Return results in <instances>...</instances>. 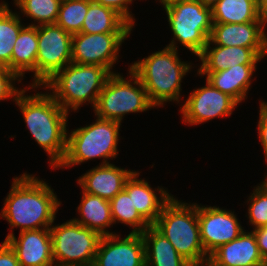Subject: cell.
<instances>
[{
	"mask_svg": "<svg viewBox=\"0 0 267 266\" xmlns=\"http://www.w3.org/2000/svg\"><path fill=\"white\" fill-rule=\"evenodd\" d=\"M60 205L61 201L47 182L23 173L13 178L0 216L9 223L11 231L15 227H19L20 232L50 228Z\"/></svg>",
	"mask_w": 267,
	"mask_h": 266,
	"instance_id": "cell-1",
	"label": "cell"
},
{
	"mask_svg": "<svg viewBox=\"0 0 267 266\" xmlns=\"http://www.w3.org/2000/svg\"><path fill=\"white\" fill-rule=\"evenodd\" d=\"M29 86L18 93L15 104L24 122L39 146L48 154L50 167L57 169L63 161L67 148L68 114L49 92L25 95Z\"/></svg>",
	"mask_w": 267,
	"mask_h": 266,
	"instance_id": "cell-2",
	"label": "cell"
},
{
	"mask_svg": "<svg viewBox=\"0 0 267 266\" xmlns=\"http://www.w3.org/2000/svg\"><path fill=\"white\" fill-rule=\"evenodd\" d=\"M192 67L191 63L181 61L178 49L166 46L142 60L135 61L129 69L144 86L151 103L160 107L164 102L179 103L182 79Z\"/></svg>",
	"mask_w": 267,
	"mask_h": 266,
	"instance_id": "cell-3",
	"label": "cell"
},
{
	"mask_svg": "<svg viewBox=\"0 0 267 266\" xmlns=\"http://www.w3.org/2000/svg\"><path fill=\"white\" fill-rule=\"evenodd\" d=\"M153 226L192 266L207 265L209 256L200 239L198 204L181 202L172 196Z\"/></svg>",
	"mask_w": 267,
	"mask_h": 266,
	"instance_id": "cell-4",
	"label": "cell"
},
{
	"mask_svg": "<svg viewBox=\"0 0 267 266\" xmlns=\"http://www.w3.org/2000/svg\"><path fill=\"white\" fill-rule=\"evenodd\" d=\"M111 73L104 67L71 62L57 72L43 87L51 89L54 100L68 113L86 102L95 108L99 94Z\"/></svg>",
	"mask_w": 267,
	"mask_h": 266,
	"instance_id": "cell-5",
	"label": "cell"
},
{
	"mask_svg": "<svg viewBox=\"0 0 267 266\" xmlns=\"http://www.w3.org/2000/svg\"><path fill=\"white\" fill-rule=\"evenodd\" d=\"M95 123L73 129L67 134V148L63 161L57 167H72L95 158H103L99 165L118 155L117 144L121 122L96 117Z\"/></svg>",
	"mask_w": 267,
	"mask_h": 266,
	"instance_id": "cell-6",
	"label": "cell"
},
{
	"mask_svg": "<svg viewBox=\"0 0 267 266\" xmlns=\"http://www.w3.org/2000/svg\"><path fill=\"white\" fill-rule=\"evenodd\" d=\"M165 11L173 33L172 41L166 46L177 49L176 43L179 42L198 57L212 32V8L197 0H188L173 4Z\"/></svg>",
	"mask_w": 267,
	"mask_h": 266,
	"instance_id": "cell-7",
	"label": "cell"
},
{
	"mask_svg": "<svg viewBox=\"0 0 267 266\" xmlns=\"http://www.w3.org/2000/svg\"><path fill=\"white\" fill-rule=\"evenodd\" d=\"M128 71L129 81L120 73L109 76L93 109L96 117L122 122L123 116L128 113L144 112L155 107L138 77L130 69Z\"/></svg>",
	"mask_w": 267,
	"mask_h": 266,
	"instance_id": "cell-8",
	"label": "cell"
},
{
	"mask_svg": "<svg viewBox=\"0 0 267 266\" xmlns=\"http://www.w3.org/2000/svg\"><path fill=\"white\" fill-rule=\"evenodd\" d=\"M55 266L93 265L102 236L73 219L50 226Z\"/></svg>",
	"mask_w": 267,
	"mask_h": 266,
	"instance_id": "cell-9",
	"label": "cell"
},
{
	"mask_svg": "<svg viewBox=\"0 0 267 266\" xmlns=\"http://www.w3.org/2000/svg\"><path fill=\"white\" fill-rule=\"evenodd\" d=\"M72 37L57 24L38 26L36 86L40 88L72 62Z\"/></svg>",
	"mask_w": 267,
	"mask_h": 266,
	"instance_id": "cell-10",
	"label": "cell"
},
{
	"mask_svg": "<svg viewBox=\"0 0 267 266\" xmlns=\"http://www.w3.org/2000/svg\"><path fill=\"white\" fill-rule=\"evenodd\" d=\"M130 33H77L72 37V62L99 65L111 74L117 62L122 42Z\"/></svg>",
	"mask_w": 267,
	"mask_h": 266,
	"instance_id": "cell-11",
	"label": "cell"
},
{
	"mask_svg": "<svg viewBox=\"0 0 267 266\" xmlns=\"http://www.w3.org/2000/svg\"><path fill=\"white\" fill-rule=\"evenodd\" d=\"M238 103L229 95L214 88L207 80L205 86L195 89L181 105L182 121L197 125L217 117H227Z\"/></svg>",
	"mask_w": 267,
	"mask_h": 266,
	"instance_id": "cell-12",
	"label": "cell"
},
{
	"mask_svg": "<svg viewBox=\"0 0 267 266\" xmlns=\"http://www.w3.org/2000/svg\"><path fill=\"white\" fill-rule=\"evenodd\" d=\"M198 222L201 243L208 256L219 246L238 238L244 231L234 211L217 206L198 204Z\"/></svg>",
	"mask_w": 267,
	"mask_h": 266,
	"instance_id": "cell-13",
	"label": "cell"
},
{
	"mask_svg": "<svg viewBox=\"0 0 267 266\" xmlns=\"http://www.w3.org/2000/svg\"><path fill=\"white\" fill-rule=\"evenodd\" d=\"M93 266H146L142 234L102 236Z\"/></svg>",
	"mask_w": 267,
	"mask_h": 266,
	"instance_id": "cell-14",
	"label": "cell"
},
{
	"mask_svg": "<svg viewBox=\"0 0 267 266\" xmlns=\"http://www.w3.org/2000/svg\"><path fill=\"white\" fill-rule=\"evenodd\" d=\"M5 241L14 250L20 266H55L49 228L22 231L18 239L12 231Z\"/></svg>",
	"mask_w": 267,
	"mask_h": 266,
	"instance_id": "cell-15",
	"label": "cell"
},
{
	"mask_svg": "<svg viewBox=\"0 0 267 266\" xmlns=\"http://www.w3.org/2000/svg\"><path fill=\"white\" fill-rule=\"evenodd\" d=\"M267 48H245L239 46H210L208 41L198 56L201 65L197 72H218L238 64H257L264 59Z\"/></svg>",
	"mask_w": 267,
	"mask_h": 266,
	"instance_id": "cell-16",
	"label": "cell"
},
{
	"mask_svg": "<svg viewBox=\"0 0 267 266\" xmlns=\"http://www.w3.org/2000/svg\"><path fill=\"white\" fill-rule=\"evenodd\" d=\"M267 22L213 23L210 45L267 48Z\"/></svg>",
	"mask_w": 267,
	"mask_h": 266,
	"instance_id": "cell-17",
	"label": "cell"
},
{
	"mask_svg": "<svg viewBox=\"0 0 267 266\" xmlns=\"http://www.w3.org/2000/svg\"><path fill=\"white\" fill-rule=\"evenodd\" d=\"M245 231L213 251L206 266H267L259 253L254 233Z\"/></svg>",
	"mask_w": 267,
	"mask_h": 266,
	"instance_id": "cell-18",
	"label": "cell"
},
{
	"mask_svg": "<svg viewBox=\"0 0 267 266\" xmlns=\"http://www.w3.org/2000/svg\"><path fill=\"white\" fill-rule=\"evenodd\" d=\"M135 170L119 168L114 164L98 165L77 179L85 193L111 200L124 189L127 179Z\"/></svg>",
	"mask_w": 267,
	"mask_h": 266,
	"instance_id": "cell-19",
	"label": "cell"
},
{
	"mask_svg": "<svg viewBox=\"0 0 267 266\" xmlns=\"http://www.w3.org/2000/svg\"><path fill=\"white\" fill-rule=\"evenodd\" d=\"M140 173L134 171L127 179L124 190L128 194H132V202L140 215L150 224L153 225L162 212L165 204L173 195L163 187L151 188L148 181L138 179ZM160 195H157L156 192Z\"/></svg>",
	"mask_w": 267,
	"mask_h": 266,
	"instance_id": "cell-20",
	"label": "cell"
},
{
	"mask_svg": "<svg viewBox=\"0 0 267 266\" xmlns=\"http://www.w3.org/2000/svg\"><path fill=\"white\" fill-rule=\"evenodd\" d=\"M257 64H238L218 72H197L216 89L232 97L238 104L247 97Z\"/></svg>",
	"mask_w": 267,
	"mask_h": 266,
	"instance_id": "cell-21",
	"label": "cell"
},
{
	"mask_svg": "<svg viewBox=\"0 0 267 266\" xmlns=\"http://www.w3.org/2000/svg\"><path fill=\"white\" fill-rule=\"evenodd\" d=\"M38 55V26H24L14 43L11 71L21 80L28 71L34 73L30 86H36V61Z\"/></svg>",
	"mask_w": 267,
	"mask_h": 266,
	"instance_id": "cell-22",
	"label": "cell"
},
{
	"mask_svg": "<svg viewBox=\"0 0 267 266\" xmlns=\"http://www.w3.org/2000/svg\"><path fill=\"white\" fill-rule=\"evenodd\" d=\"M141 234L145 246L146 266H192L153 225Z\"/></svg>",
	"mask_w": 267,
	"mask_h": 266,
	"instance_id": "cell-23",
	"label": "cell"
},
{
	"mask_svg": "<svg viewBox=\"0 0 267 266\" xmlns=\"http://www.w3.org/2000/svg\"><path fill=\"white\" fill-rule=\"evenodd\" d=\"M81 199V203L77 207L81 218H74L73 220L99 233L101 236L113 234L114 232L108 231V228L114 224L111 216L110 201L83 191Z\"/></svg>",
	"mask_w": 267,
	"mask_h": 266,
	"instance_id": "cell-24",
	"label": "cell"
},
{
	"mask_svg": "<svg viewBox=\"0 0 267 266\" xmlns=\"http://www.w3.org/2000/svg\"><path fill=\"white\" fill-rule=\"evenodd\" d=\"M132 28L133 26L115 10L92 1L89 4L81 33H131Z\"/></svg>",
	"mask_w": 267,
	"mask_h": 266,
	"instance_id": "cell-25",
	"label": "cell"
},
{
	"mask_svg": "<svg viewBox=\"0 0 267 266\" xmlns=\"http://www.w3.org/2000/svg\"><path fill=\"white\" fill-rule=\"evenodd\" d=\"M213 23L243 24L267 22L257 9L255 0H219L212 7Z\"/></svg>",
	"mask_w": 267,
	"mask_h": 266,
	"instance_id": "cell-26",
	"label": "cell"
},
{
	"mask_svg": "<svg viewBox=\"0 0 267 266\" xmlns=\"http://www.w3.org/2000/svg\"><path fill=\"white\" fill-rule=\"evenodd\" d=\"M20 13H14L6 2L0 3V67L11 70V55L21 29Z\"/></svg>",
	"mask_w": 267,
	"mask_h": 266,
	"instance_id": "cell-27",
	"label": "cell"
},
{
	"mask_svg": "<svg viewBox=\"0 0 267 266\" xmlns=\"http://www.w3.org/2000/svg\"><path fill=\"white\" fill-rule=\"evenodd\" d=\"M111 216L116 222L132 227L131 233L141 234L150 224L140 215L132 202V194L124 189L110 200Z\"/></svg>",
	"mask_w": 267,
	"mask_h": 266,
	"instance_id": "cell-28",
	"label": "cell"
},
{
	"mask_svg": "<svg viewBox=\"0 0 267 266\" xmlns=\"http://www.w3.org/2000/svg\"><path fill=\"white\" fill-rule=\"evenodd\" d=\"M61 0H14V4L20 9L25 17L34 22L29 26L55 24Z\"/></svg>",
	"mask_w": 267,
	"mask_h": 266,
	"instance_id": "cell-29",
	"label": "cell"
},
{
	"mask_svg": "<svg viewBox=\"0 0 267 266\" xmlns=\"http://www.w3.org/2000/svg\"><path fill=\"white\" fill-rule=\"evenodd\" d=\"M92 0H61L56 23L71 35L81 32Z\"/></svg>",
	"mask_w": 267,
	"mask_h": 266,
	"instance_id": "cell-30",
	"label": "cell"
},
{
	"mask_svg": "<svg viewBox=\"0 0 267 266\" xmlns=\"http://www.w3.org/2000/svg\"><path fill=\"white\" fill-rule=\"evenodd\" d=\"M259 185L247 200V203H251L247 214L250 224L255 227L253 229L267 226V186Z\"/></svg>",
	"mask_w": 267,
	"mask_h": 266,
	"instance_id": "cell-31",
	"label": "cell"
},
{
	"mask_svg": "<svg viewBox=\"0 0 267 266\" xmlns=\"http://www.w3.org/2000/svg\"><path fill=\"white\" fill-rule=\"evenodd\" d=\"M15 81L21 83V79L13 71L6 67H0V101L10 99L11 97L13 101L16 99L21 90L14 87Z\"/></svg>",
	"mask_w": 267,
	"mask_h": 266,
	"instance_id": "cell-32",
	"label": "cell"
},
{
	"mask_svg": "<svg viewBox=\"0 0 267 266\" xmlns=\"http://www.w3.org/2000/svg\"><path fill=\"white\" fill-rule=\"evenodd\" d=\"M92 1L115 10L130 25L134 27L135 19L133 17V14H131L132 12H130V8L128 7L130 4H132L133 0H92Z\"/></svg>",
	"mask_w": 267,
	"mask_h": 266,
	"instance_id": "cell-33",
	"label": "cell"
},
{
	"mask_svg": "<svg viewBox=\"0 0 267 266\" xmlns=\"http://www.w3.org/2000/svg\"><path fill=\"white\" fill-rule=\"evenodd\" d=\"M259 120H258V133L259 140L263 146V154L267 155V102L260 100Z\"/></svg>",
	"mask_w": 267,
	"mask_h": 266,
	"instance_id": "cell-34",
	"label": "cell"
},
{
	"mask_svg": "<svg viewBox=\"0 0 267 266\" xmlns=\"http://www.w3.org/2000/svg\"><path fill=\"white\" fill-rule=\"evenodd\" d=\"M0 266H20L14 250L5 240L0 244Z\"/></svg>",
	"mask_w": 267,
	"mask_h": 266,
	"instance_id": "cell-35",
	"label": "cell"
},
{
	"mask_svg": "<svg viewBox=\"0 0 267 266\" xmlns=\"http://www.w3.org/2000/svg\"><path fill=\"white\" fill-rule=\"evenodd\" d=\"M252 232L255 235L259 253L263 260L267 263V226L256 228L252 230Z\"/></svg>",
	"mask_w": 267,
	"mask_h": 266,
	"instance_id": "cell-36",
	"label": "cell"
},
{
	"mask_svg": "<svg viewBox=\"0 0 267 266\" xmlns=\"http://www.w3.org/2000/svg\"><path fill=\"white\" fill-rule=\"evenodd\" d=\"M260 15L267 19V0H255Z\"/></svg>",
	"mask_w": 267,
	"mask_h": 266,
	"instance_id": "cell-37",
	"label": "cell"
},
{
	"mask_svg": "<svg viewBox=\"0 0 267 266\" xmlns=\"http://www.w3.org/2000/svg\"><path fill=\"white\" fill-rule=\"evenodd\" d=\"M182 1H188V0H159L161 4L163 5L164 9L168 8L169 6H172L173 4L180 3Z\"/></svg>",
	"mask_w": 267,
	"mask_h": 266,
	"instance_id": "cell-38",
	"label": "cell"
},
{
	"mask_svg": "<svg viewBox=\"0 0 267 266\" xmlns=\"http://www.w3.org/2000/svg\"><path fill=\"white\" fill-rule=\"evenodd\" d=\"M202 5L212 8L219 0H197Z\"/></svg>",
	"mask_w": 267,
	"mask_h": 266,
	"instance_id": "cell-39",
	"label": "cell"
},
{
	"mask_svg": "<svg viewBox=\"0 0 267 266\" xmlns=\"http://www.w3.org/2000/svg\"><path fill=\"white\" fill-rule=\"evenodd\" d=\"M265 161L267 163V155H265ZM264 178H266V179H264V181H262L260 184L267 186V177L265 176Z\"/></svg>",
	"mask_w": 267,
	"mask_h": 266,
	"instance_id": "cell-40",
	"label": "cell"
}]
</instances>
